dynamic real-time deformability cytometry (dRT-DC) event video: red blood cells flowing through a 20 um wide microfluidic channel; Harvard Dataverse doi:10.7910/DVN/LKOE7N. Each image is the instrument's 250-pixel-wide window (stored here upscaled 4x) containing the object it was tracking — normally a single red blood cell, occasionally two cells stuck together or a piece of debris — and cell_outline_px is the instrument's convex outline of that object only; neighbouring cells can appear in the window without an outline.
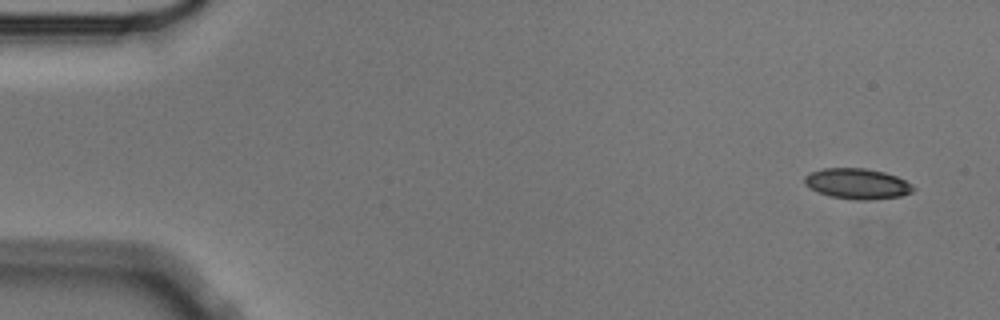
{"species": "Egyptian fruit bat (a non-hibernating species)", "species_latin": "Rousettus aegyptiacus", "temperature_condition": "cold", "stored_images_in_passage": 5, "camera_frame_rate_fps": 3000, "um_per_image_px": 0.085, "animal": {"sex": "male"}, "frame": {"image": 1, "passage_image": 1, "time_ms": 0.0, "image_size_px": [1000, 320], "cell_outline_px": [[916, 188], [912, 192], [900, 196], [872, 200], [856, 200], [832, 196], [820, 192], [804, 184], [804, 176], [812, 172], [824, 168], [864, 168], [884, 172], [896, 176], [912, 184]], "centroid_in_image_um": [72.9, 15.61], "position_along_channel_um": 12.1, "area_um2": 19.19}}
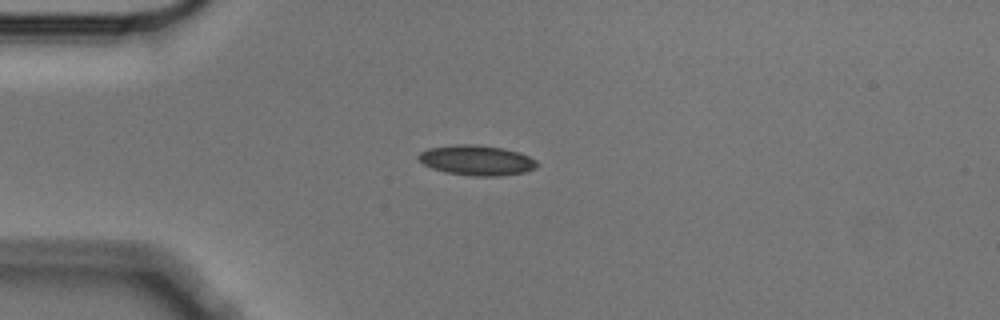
{"frame": {"image": 2, "passage_image": 4, "time_ms": 1.0, "image_size_px": [1000, 320], "cell_outline_px": [[540, 164], [536, 168], [524, 172], [500, 176], [472, 176], [448, 172], [432, 168], [424, 164], [416, 156], [420, 152], [428, 148], [456, 144], [476, 144], [504, 148], [520, 152], [536, 160]], "centroid_in_image_um": [40.55, 13.61], "position_along_channel_um": 44.5, "area_um2": 20.92}}